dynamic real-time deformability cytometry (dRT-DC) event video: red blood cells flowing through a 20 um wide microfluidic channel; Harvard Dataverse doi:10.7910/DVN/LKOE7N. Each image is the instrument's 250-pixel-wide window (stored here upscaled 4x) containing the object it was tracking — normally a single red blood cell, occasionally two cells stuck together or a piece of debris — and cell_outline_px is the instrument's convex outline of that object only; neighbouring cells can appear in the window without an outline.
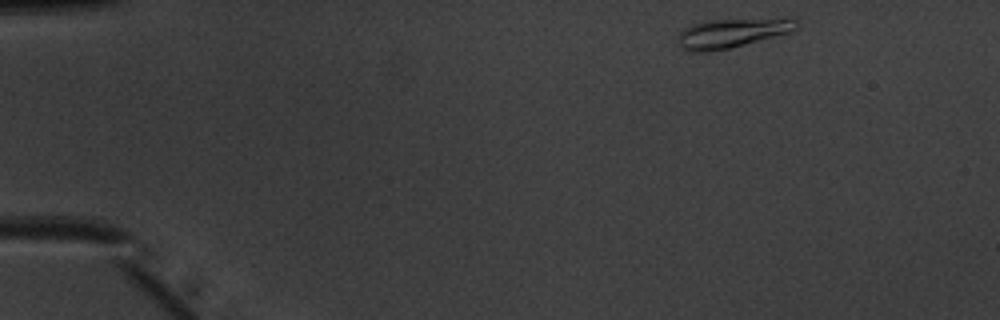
{"species": "common noctule bat (a hibernating species)", "species_latin": "Nyctalus noctula", "temperature_condition": "warm", "stored_images_in_passage": 45, "camera_frame_rate_fps": 3000, "um_per_image_px": 0.085, "animal": {"sex": "male", "body_mass_g": 20.1, "forearm_length_mm": 53.5}, "frame": {"image": 1, "passage_image": 1, "time_ms": 0.0, "image_size_px": [1000, 320], "cell_outline_px": [[800, 28], [792, 32], [728, 48], [708, 52], [692, 52], [680, 48], [676, 36], [684, 28], [692, 24], [712, 20], [796, 20], [800, 24]], "centroid_in_image_um": [62.14, 2.84], "position_along_channel_um": 22.9, "area_um2": 19.71}}
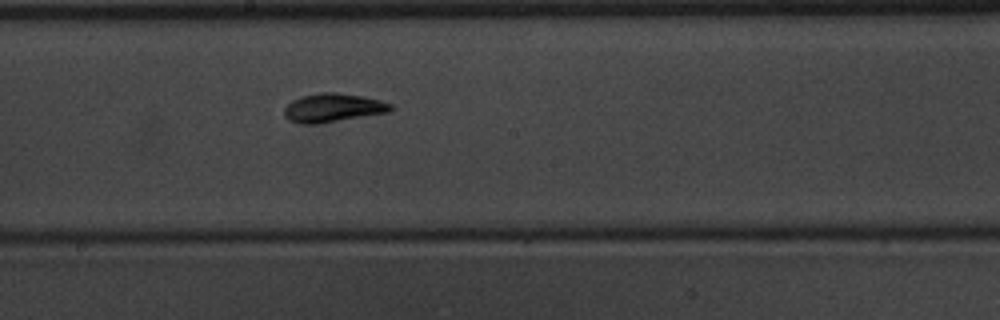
{"frame": {"image": 2, "passage_image": 23, "time_ms": 7.333, "image_size_px": [1000, 320], "cell_outline_px": [[392, 108], [388, 112], [316, 124], [300, 124], [288, 120], [284, 116], [284, 108], [292, 100], [300, 96], [320, 92], [336, 92], [364, 96], [380, 100], [392, 104]], "centroid_in_image_um": [28.26, 9.15], "position_along_channel_um": 219.9, "area_um2": 17.8}}
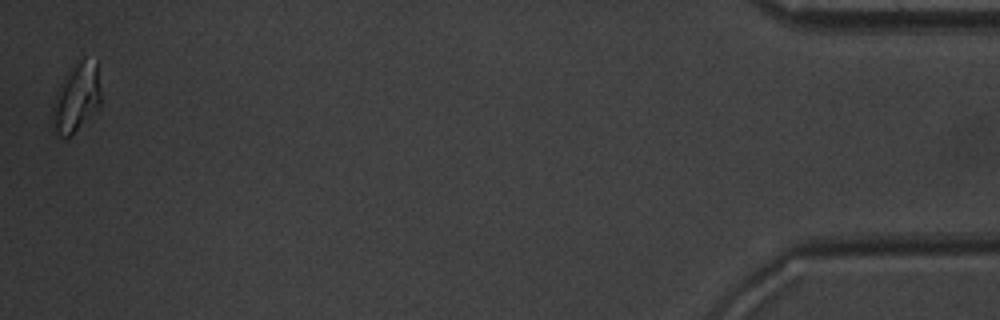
{"frame": {"image": 3, "passage_image": 45, "time_ms": 14.667, "image_size_px": [1000, 320], "cell_outline_px": [[100, 104], [68, 136], [60, 136], [56, 132], [52, 108], [52, 104], [56, 92], [64, 76], [84, 56], [96, 60], [100, 88]], "centroid_in_image_um": [6.5, 8.2], "position_along_channel_um": 428.7, "area_um2": 18.55}, "authors_computed_cell_mechanics": {"area_um2": 16.7042, "velocity_mm_per_s": 3.9908, "shape_relaxation_time_tau1_ms": 4.1079, "shape_relaxation_time_tau2_ms": 1.9726, "deformation_change_tau1": 0.139, "deformation_change_tau2": 0.0485}}